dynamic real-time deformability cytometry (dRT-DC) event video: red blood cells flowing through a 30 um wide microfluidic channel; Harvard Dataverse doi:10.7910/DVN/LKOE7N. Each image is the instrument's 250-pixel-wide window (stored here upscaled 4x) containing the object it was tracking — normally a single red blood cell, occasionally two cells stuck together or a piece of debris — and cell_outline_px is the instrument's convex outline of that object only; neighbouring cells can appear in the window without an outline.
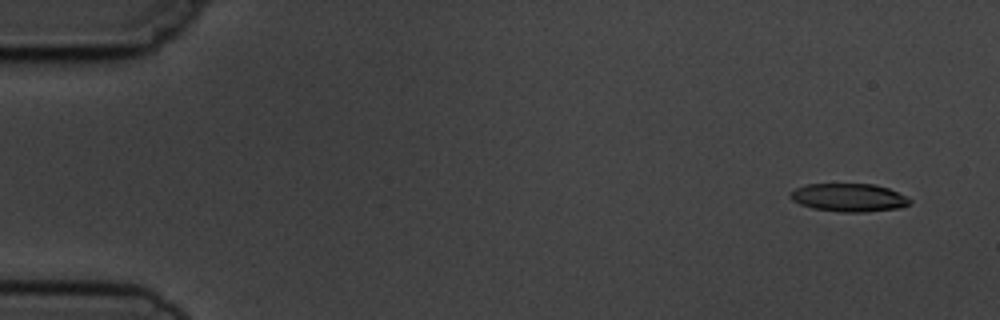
{"species": "common noctule bat (a hibernating species)", "species_latin": "Nyctalus noctula", "temperature_condition": "cold", "stored_images_in_passage": 4, "camera_frame_rate_fps": 3000, "um_per_image_px": 0.085, "animal": {"sex": "male", "body_mass_g": 19.5, "forearm_length_mm": 54.6}, "frame": {"image": 1, "passage_image": 1, "time_ms": 0.0, "image_size_px": [1000, 320], "cell_outline_px": [[912, 204], [900, 208], [864, 212], [840, 212], [812, 208], [800, 204], [792, 200], [788, 196], [796, 188], [804, 184], [876, 184], [888, 188], [912, 200]], "centroid_in_image_um": [72.15, 16.79], "position_along_channel_um": 12.8, "area_um2": 19.65}}